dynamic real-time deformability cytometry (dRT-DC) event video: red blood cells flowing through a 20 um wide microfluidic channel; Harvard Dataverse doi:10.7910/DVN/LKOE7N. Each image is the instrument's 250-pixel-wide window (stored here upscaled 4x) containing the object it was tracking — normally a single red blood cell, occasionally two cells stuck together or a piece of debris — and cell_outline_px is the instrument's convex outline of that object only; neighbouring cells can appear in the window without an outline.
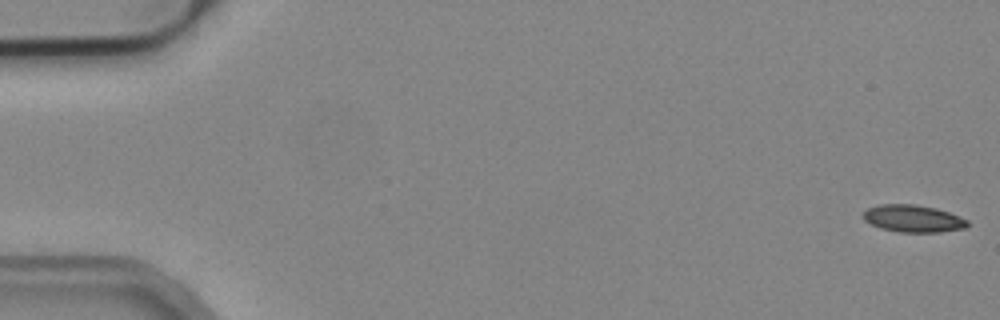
{"species": "common noctule bat (a hibernating species)", "species_latin": "Nyctalus noctula", "temperature_condition": "cold", "stored_images_in_passage": 14, "camera_frame_rate_fps": 3000, "um_per_image_px": 0.085, "animal": {"sex": "male", "body_mass_g": 19.2, "forearm_length_mm": 51.8}, "frame": {"image": 1, "passage_image": 1, "time_ms": 0.0, "image_size_px": [1000, 320], "cell_outline_px": [[968, 228], [940, 232], [900, 232], [880, 228], [864, 220], [864, 212], [868, 208], [880, 204], [916, 204], [936, 208], [948, 212], [968, 220]], "centroid_in_image_um": [77.64, 18.58], "position_along_channel_um": 7.4, "area_um2": 16.53}}